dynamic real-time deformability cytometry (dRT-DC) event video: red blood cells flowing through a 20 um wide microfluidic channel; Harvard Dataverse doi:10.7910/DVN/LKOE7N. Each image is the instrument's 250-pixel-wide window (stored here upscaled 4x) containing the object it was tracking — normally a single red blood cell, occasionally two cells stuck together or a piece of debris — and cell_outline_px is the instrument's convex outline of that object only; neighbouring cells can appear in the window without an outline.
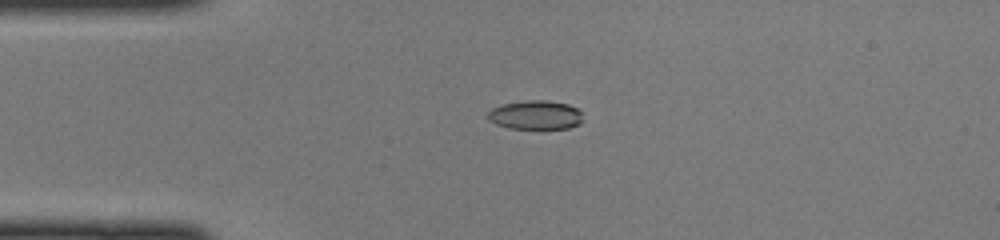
{"species": "common noctule bat (a hibernating species)", "species_latin": "Nyctalus noctula", "temperature_condition": "cold", "stored_images_in_passage": 47, "camera_frame_rate_fps": 3000, "um_per_image_px": 0.085, "animal": {"sex": "female", "body_mass_g": 22.0, "forearm_length_mm": 56.7}, "frame": {"image": 1, "passage_image": 11, "time_ms": 3.333, "image_size_px": [1000, 240], "cell_outline_px": [[584, 120], [580, 124], [568, 128], [508, 128], [496, 124], [488, 120], [488, 112], [492, 108], [500, 104], [528, 100], [544, 100], [568, 104], [576, 108], [580, 112]], "centroid_in_image_um": [45.51, 9.77], "position_along_channel_um": 39.5, "area_um2": 16.07}}
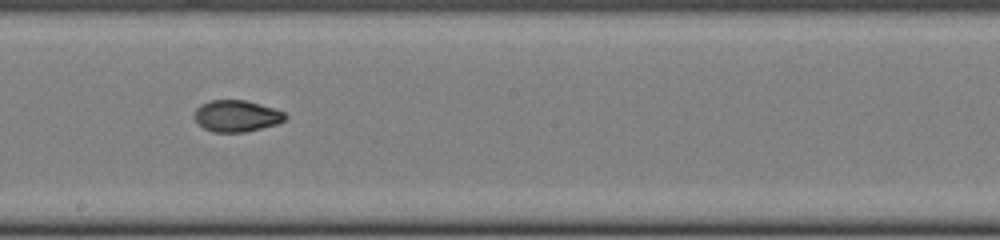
{"frame": {"image": 2, "passage_image": 26, "time_ms": 8.333, "image_size_px": [1000, 240], "cell_outline_px": [[288, 116], [284, 120], [276, 124], [244, 132], [212, 132], [204, 128], [192, 116], [196, 108], [200, 104], [212, 100], [244, 100], [272, 108], [284, 112]], "centroid_in_image_um": [20.07, 9.86], "position_along_channel_um": 228.1, "area_um2": 16.53}}
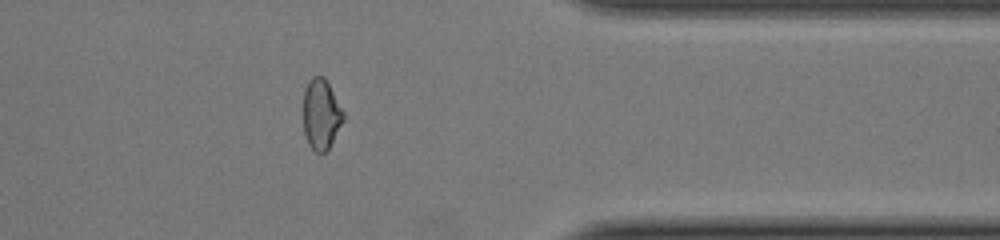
{"frame": {"image": 3, "passage_image": 38, "time_ms": 12.333, "image_size_px": [1000, 240], "cell_outline_px": [[344, 120], [328, 148], [324, 152], [316, 152], [308, 144], [304, 132], [304, 92], [308, 80], [312, 76], [324, 76], [344, 112]], "centroid_in_image_um": [27.29, 9.69], "position_along_channel_um": 384.1, "area_um2": 16.24}}